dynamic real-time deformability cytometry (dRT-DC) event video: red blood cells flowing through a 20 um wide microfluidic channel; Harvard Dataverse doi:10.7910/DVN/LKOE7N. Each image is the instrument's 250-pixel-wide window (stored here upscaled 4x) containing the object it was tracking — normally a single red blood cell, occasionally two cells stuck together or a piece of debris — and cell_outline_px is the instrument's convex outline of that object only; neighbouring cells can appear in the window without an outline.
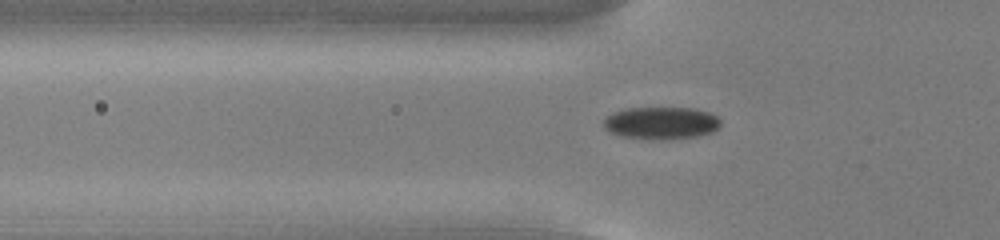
{"species": "common noctule bat (a hibernating species)", "species_latin": "Nyctalus noctula", "temperature_condition": "cold", "stored_images_in_passage": 55, "camera_frame_rate_fps": 3000, "um_per_image_px": 0.085, "animal": {"sex": "male", "body_mass_g": 13.0, "forearm_length_mm": 53.1}, "frame": {"image": 1, "passage_image": 19, "time_ms": 6.0, "image_size_px": [1000, 240], "cell_outline_px": [[720, 124], [712, 132], [696, 136], [668, 140], [648, 140], [620, 136], [604, 128], [604, 120], [612, 112], [628, 108], [696, 108], [708, 112], [716, 116], [720, 120]], "centroid_in_image_um": [56.19, 10.47], "position_along_channel_um": 69.6, "area_um2": 22.2}}
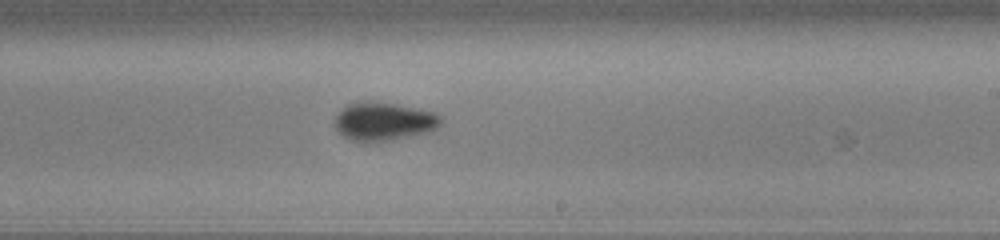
{"frame": {"image": 2, "passage_image": 34, "time_ms": 11.0, "image_size_px": [1000, 240], "cell_outline_px": [[440, 124], [432, 132], [392, 140], [364, 144], [348, 140], [336, 132], [332, 124], [340, 108], [348, 104], [368, 100], [372, 100], [396, 104], [436, 112], [440, 116]], "centroid_in_image_um": [32.54, 10.35], "position_along_channel_um": 256.5, "area_um2": 24.68}}
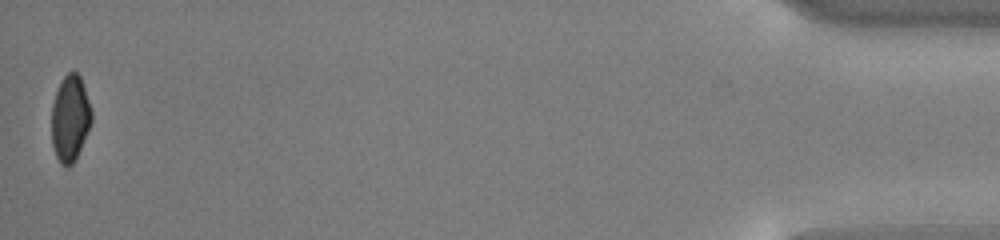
{"frame": {"image": 3, "passage_image": 55, "time_ms": 18.0, "image_size_px": [1000, 240], "cell_outline_px": [[92, 124], [72, 164], [68, 168], [64, 168], [60, 164], [56, 156], [52, 144], [52, 104], [56, 92], [64, 76], [68, 72], [76, 72], [80, 76], [92, 112]], "centroid_in_image_um": [5.96, 10.09], "position_along_channel_um": 429.2, "area_um2": 19.94}, "authors_computed_cell_mechanics": {"area_um2": 21.9062, "velocity_mm_per_s": 3.7562, "shape_relaxation_time_tau1_ms": 3.4331, "shape_relaxation_time_tau2_ms": null, "deformation_change_tau1": 0.1031, "deformation_change_tau2": null}}